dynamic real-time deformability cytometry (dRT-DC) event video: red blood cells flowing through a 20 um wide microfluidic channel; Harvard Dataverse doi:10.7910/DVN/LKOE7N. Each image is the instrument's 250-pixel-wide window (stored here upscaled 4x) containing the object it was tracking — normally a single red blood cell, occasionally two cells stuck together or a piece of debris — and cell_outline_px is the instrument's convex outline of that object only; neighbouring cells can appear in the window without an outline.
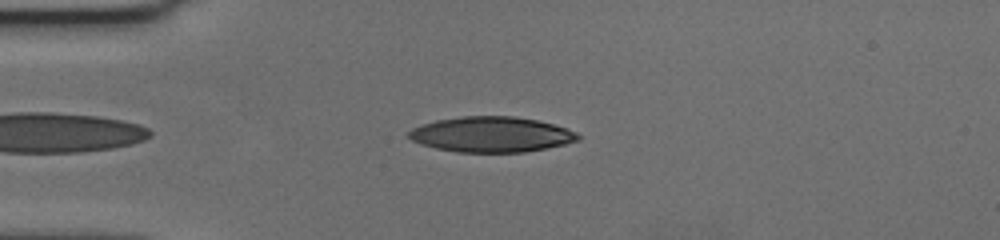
{"species": "human", "species_latin": "Homo sapiens", "temperature_condition": "cold", "stored_images_in_passage": 48, "camera_frame_rate_fps": 3000, "um_per_image_px": 0.085, "donor": {"sex": "female"}, "frame": {"image": 1, "passage_image": 5, "time_ms": 1.333, "image_size_px": [1000, 240], "cell_outline_px": [[580, 140], [548, 148], [524, 152], [456, 152], [436, 148], [420, 144], [412, 140], [408, 136], [408, 132], [412, 128], [420, 124], [436, 120], [460, 116], [516, 116], [536, 120], [568, 128], [576, 132], [580, 136]], "centroid_in_image_um": [41.76, 11.42], "position_along_channel_um": 43.2, "area_um2": 35.08}}
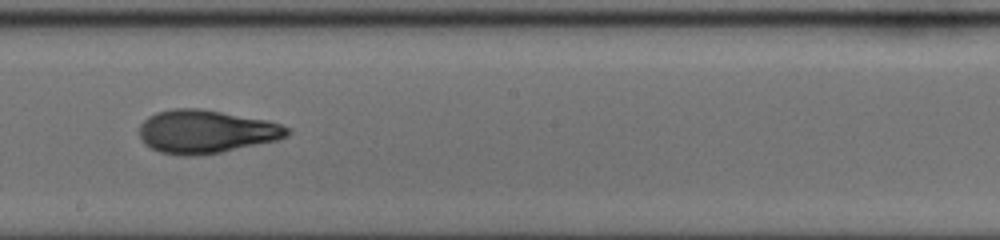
{"frame": {"image": 2, "passage_image": 23, "time_ms": 7.333, "image_size_px": [1000, 240], "cell_outline_px": [[292, 132], [288, 136], [276, 140], [220, 152], [196, 156], [180, 156], [160, 152], [144, 144], [140, 140], [140, 124], [148, 116], [156, 112], [172, 108], [200, 108], [268, 120], [292, 128]], "centroid_in_image_um": [17.5, 11.18], "position_along_channel_um": 230.7, "area_um2": 37.51}}
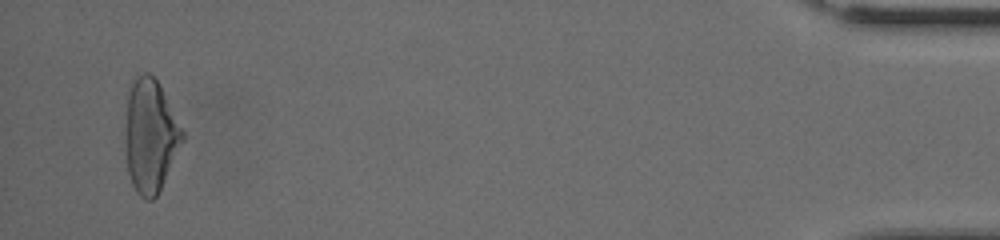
{"frame": {"image": 3, "passage_image": 46, "time_ms": 15.0, "image_size_px": [1000, 240], "cell_outline_px": [[184, 140], [156, 196], [152, 200], [144, 200], [136, 192], [132, 184], [128, 172], [124, 140], [128, 84], [140, 72], [148, 72], [156, 80], [184, 132]], "centroid_in_image_um": [12.73, 11.53], "position_along_channel_um": 422.5, "area_um2": 37.69}, "authors_computed_cell_mechanics": {"area_um2": 36.4429, "velocity_mm_per_s": 3.5726, "shape_relaxation_time_tau1_ms": 6.2712, "shape_relaxation_time_tau2_ms": 2.2023, "deformation_change_tau1": 0.2503, "deformation_change_tau2": 0.0981}}